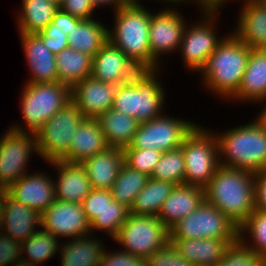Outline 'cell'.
<instances>
[{"instance_id": "cell-1", "label": "cell", "mask_w": 266, "mask_h": 266, "mask_svg": "<svg viewBox=\"0 0 266 266\" xmlns=\"http://www.w3.org/2000/svg\"><path fill=\"white\" fill-rule=\"evenodd\" d=\"M205 201L240 228L256 209L254 173L219 165L205 187Z\"/></svg>"}, {"instance_id": "cell-2", "label": "cell", "mask_w": 266, "mask_h": 266, "mask_svg": "<svg viewBox=\"0 0 266 266\" xmlns=\"http://www.w3.org/2000/svg\"><path fill=\"white\" fill-rule=\"evenodd\" d=\"M215 137L218 154L225 156L220 165L252 173L266 169V125L260 119Z\"/></svg>"}, {"instance_id": "cell-3", "label": "cell", "mask_w": 266, "mask_h": 266, "mask_svg": "<svg viewBox=\"0 0 266 266\" xmlns=\"http://www.w3.org/2000/svg\"><path fill=\"white\" fill-rule=\"evenodd\" d=\"M252 49L235 34L224 38L202 70L204 83L215 94L232 97L239 89Z\"/></svg>"}, {"instance_id": "cell-4", "label": "cell", "mask_w": 266, "mask_h": 266, "mask_svg": "<svg viewBox=\"0 0 266 266\" xmlns=\"http://www.w3.org/2000/svg\"><path fill=\"white\" fill-rule=\"evenodd\" d=\"M115 17V27L113 32L108 31V40L128 58L143 59L157 68L149 41L151 13L140 4L124 5L115 10Z\"/></svg>"}, {"instance_id": "cell-5", "label": "cell", "mask_w": 266, "mask_h": 266, "mask_svg": "<svg viewBox=\"0 0 266 266\" xmlns=\"http://www.w3.org/2000/svg\"><path fill=\"white\" fill-rule=\"evenodd\" d=\"M198 127H194L181 145L185 163L184 184L205 188L220 165L219 152L215 135L213 137L209 131Z\"/></svg>"}, {"instance_id": "cell-6", "label": "cell", "mask_w": 266, "mask_h": 266, "mask_svg": "<svg viewBox=\"0 0 266 266\" xmlns=\"http://www.w3.org/2000/svg\"><path fill=\"white\" fill-rule=\"evenodd\" d=\"M21 97V110L30 133L71 101V88L61 82L27 83Z\"/></svg>"}, {"instance_id": "cell-7", "label": "cell", "mask_w": 266, "mask_h": 266, "mask_svg": "<svg viewBox=\"0 0 266 266\" xmlns=\"http://www.w3.org/2000/svg\"><path fill=\"white\" fill-rule=\"evenodd\" d=\"M113 239L123 252L146 259L169 242V229L157 216L130 213Z\"/></svg>"}, {"instance_id": "cell-8", "label": "cell", "mask_w": 266, "mask_h": 266, "mask_svg": "<svg viewBox=\"0 0 266 266\" xmlns=\"http://www.w3.org/2000/svg\"><path fill=\"white\" fill-rule=\"evenodd\" d=\"M239 239V228L220 210L204 201L169 229V239Z\"/></svg>"}, {"instance_id": "cell-9", "label": "cell", "mask_w": 266, "mask_h": 266, "mask_svg": "<svg viewBox=\"0 0 266 266\" xmlns=\"http://www.w3.org/2000/svg\"><path fill=\"white\" fill-rule=\"evenodd\" d=\"M85 117L70 101L36 131L38 154L48 162L60 160L69 150L71 139Z\"/></svg>"}, {"instance_id": "cell-10", "label": "cell", "mask_w": 266, "mask_h": 266, "mask_svg": "<svg viewBox=\"0 0 266 266\" xmlns=\"http://www.w3.org/2000/svg\"><path fill=\"white\" fill-rule=\"evenodd\" d=\"M153 74L138 87L118 86L112 109L134 117L139 123L148 122L162 115L164 90Z\"/></svg>"}, {"instance_id": "cell-11", "label": "cell", "mask_w": 266, "mask_h": 266, "mask_svg": "<svg viewBox=\"0 0 266 266\" xmlns=\"http://www.w3.org/2000/svg\"><path fill=\"white\" fill-rule=\"evenodd\" d=\"M196 125L160 115L140 123L131 144L125 148L156 149L163 152L181 147L185 137Z\"/></svg>"}, {"instance_id": "cell-12", "label": "cell", "mask_w": 266, "mask_h": 266, "mask_svg": "<svg viewBox=\"0 0 266 266\" xmlns=\"http://www.w3.org/2000/svg\"><path fill=\"white\" fill-rule=\"evenodd\" d=\"M18 127L13 126L0 139V187L3 189L27 173L24 169L31 151L38 153L35 134L31 133V138L25 128Z\"/></svg>"}, {"instance_id": "cell-13", "label": "cell", "mask_w": 266, "mask_h": 266, "mask_svg": "<svg viewBox=\"0 0 266 266\" xmlns=\"http://www.w3.org/2000/svg\"><path fill=\"white\" fill-rule=\"evenodd\" d=\"M81 205L90 223V231L105 230L112 238L130 214L129 208L114 201L111 190L92 189Z\"/></svg>"}, {"instance_id": "cell-14", "label": "cell", "mask_w": 266, "mask_h": 266, "mask_svg": "<svg viewBox=\"0 0 266 266\" xmlns=\"http://www.w3.org/2000/svg\"><path fill=\"white\" fill-rule=\"evenodd\" d=\"M41 227L54 237L73 239L90 233V223L82 205L57 199L41 214Z\"/></svg>"}, {"instance_id": "cell-15", "label": "cell", "mask_w": 266, "mask_h": 266, "mask_svg": "<svg viewBox=\"0 0 266 266\" xmlns=\"http://www.w3.org/2000/svg\"><path fill=\"white\" fill-rule=\"evenodd\" d=\"M205 13L208 18H205L207 22H201L189 30L186 27L180 44L183 60L187 67L198 71L204 69L208 58L223 40L216 37L215 31H213L214 27L210 24L211 17L216 15V11H205Z\"/></svg>"}, {"instance_id": "cell-16", "label": "cell", "mask_w": 266, "mask_h": 266, "mask_svg": "<svg viewBox=\"0 0 266 266\" xmlns=\"http://www.w3.org/2000/svg\"><path fill=\"white\" fill-rule=\"evenodd\" d=\"M118 86L89 76L71 88V101L85 118L97 119L112 108Z\"/></svg>"}, {"instance_id": "cell-17", "label": "cell", "mask_w": 266, "mask_h": 266, "mask_svg": "<svg viewBox=\"0 0 266 266\" xmlns=\"http://www.w3.org/2000/svg\"><path fill=\"white\" fill-rule=\"evenodd\" d=\"M174 10H164L158 14H151L149 41L151 56L158 61L163 53H168L180 47L186 25ZM159 55V56H158Z\"/></svg>"}, {"instance_id": "cell-18", "label": "cell", "mask_w": 266, "mask_h": 266, "mask_svg": "<svg viewBox=\"0 0 266 266\" xmlns=\"http://www.w3.org/2000/svg\"><path fill=\"white\" fill-rule=\"evenodd\" d=\"M7 192L14 200L40 214L56 199L53 180L38 173L23 175L7 189Z\"/></svg>"}, {"instance_id": "cell-19", "label": "cell", "mask_w": 266, "mask_h": 266, "mask_svg": "<svg viewBox=\"0 0 266 266\" xmlns=\"http://www.w3.org/2000/svg\"><path fill=\"white\" fill-rule=\"evenodd\" d=\"M239 239H169L194 266H216Z\"/></svg>"}, {"instance_id": "cell-20", "label": "cell", "mask_w": 266, "mask_h": 266, "mask_svg": "<svg viewBox=\"0 0 266 266\" xmlns=\"http://www.w3.org/2000/svg\"><path fill=\"white\" fill-rule=\"evenodd\" d=\"M204 201L205 188L186 184L176 185L164 201L157 217L170 229L194 212Z\"/></svg>"}, {"instance_id": "cell-21", "label": "cell", "mask_w": 266, "mask_h": 266, "mask_svg": "<svg viewBox=\"0 0 266 266\" xmlns=\"http://www.w3.org/2000/svg\"><path fill=\"white\" fill-rule=\"evenodd\" d=\"M49 163L56 166L55 168L59 170V180L54 183L56 199L63 202L81 204L92 190L83 165L63 160H55Z\"/></svg>"}, {"instance_id": "cell-22", "label": "cell", "mask_w": 266, "mask_h": 266, "mask_svg": "<svg viewBox=\"0 0 266 266\" xmlns=\"http://www.w3.org/2000/svg\"><path fill=\"white\" fill-rule=\"evenodd\" d=\"M35 225L41 226V214L14 200L7 193L0 219V230L5 229L6 235L22 243L37 232L34 229Z\"/></svg>"}, {"instance_id": "cell-23", "label": "cell", "mask_w": 266, "mask_h": 266, "mask_svg": "<svg viewBox=\"0 0 266 266\" xmlns=\"http://www.w3.org/2000/svg\"><path fill=\"white\" fill-rule=\"evenodd\" d=\"M81 164L86 170L92 189L110 190L125 164L124 151L122 148L108 147Z\"/></svg>"}, {"instance_id": "cell-24", "label": "cell", "mask_w": 266, "mask_h": 266, "mask_svg": "<svg viewBox=\"0 0 266 266\" xmlns=\"http://www.w3.org/2000/svg\"><path fill=\"white\" fill-rule=\"evenodd\" d=\"M104 133L96 119L84 118L71 139L68 152L60 159L82 163L108 148Z\"/></svg>"}, {"instance_id": "cell-25", "label": "cell", "mask_w": 266, "mask_h": 266, "mask_svg": "<svg viewBox=\"0 0 266 266\" xmlns=\"http://www.w3.org/2000/svg\"><path fill=\"white\" fill-rule=\"evenodd\" d=\"M22 46L30 66L32 78L27 83L58 82L55 55L44 45L36 34L21 33Z\"/></svg>"}, {"instance_id": "cell-26", "label": "cell", "mask_w": 266, "mask_h": 266, "mask_svg": "<svg viewBox=\"0 0 266 266\" xmlns=\"http://www.w3.org/2000/svg\"><path fill=\"white\" fill-rule=\"evenodd\" d=\"M242 10L234 34L249 47L266 50V2L248 0Z\"/></svg>"}, {"instance_id": "cell-27", "label": "cell", "mask_w": 266, "mask_h": 266, "mask_svg": "<svg viewBox=\"0 0 266 266\" xmlns=\"http://www.w3.org/2000/svg\"><path fill=\"white\" fill-rule=\"evenodd\" d=\"M235 99L261 101L266 99V50L252 49Z\"/></svg>"}, {"instance_id": "cell-28", "label": "cell", "mask_w": 266, "mask_h": 266, "mask_svg": "<svg viewBox=\"0 0 266 266\" xmlns=\"http://www.w3.org/2000/svg\"><path fill=\"white\" fill-rule=\"evenodd\" d=\"M96 120L104 133L108 146L122 149L131 144L140 124L134 117L117 112L112 108L105 111Z\"/></svg>"}, {"instance_id": "cell-29", "label": "cell", "mask_w": 266, "mask_h": 266, "mask_svg": "<svg viewBox=\"0 0 266 266\" xmlns=\"http://www.w3.org/2000/svg\"><path fill=\"white\" fill-rule=\"evenodd\" d=\"M58 82L70 88L92 74V57L71 47L55 55Z\"/></svg>"}, {"instance_id": "cell-30", "label": "cell", "mask_w": 266, "mask_h": 266, "mask_svg": "<svg viewBox=\"0 0 266 266\" xmlns=\"http://www.w3.org/2000/svg\"><path fill=\"white\" fill-rule=\"evenodd\" d=\"M128 57L109 40L92 58V74L96 80L119 85L120 74Z\"/></svg>"}, {"instance_id": "cell-31", "label": "cell", "mask_w": 266, "mask_h": 266, "mask_svg": "<svg viewBox=\"0 0 266 266\" xmlns=\"http://www.w3.org/2000/svg\"><path fill=\"white\" fill-rule=\"evenodd\" d=\"M102 245L99 240L87 238V235L73 238L61 246V266H99L105 251Z\"/></svg>"}, {"instance_id": "cell-32", "label": "cell", "mask_w": 266, "mask_h": 266, "mask_svg": "<svg viewBox=\"0 0 266 266\" xmlns=\"http://www.w3.org/2000/svg\"><path fill=\"white\" fill-rule=\"evenodd\" d=\"M108 31L93 19L82 20L68 34L69 47L93 58L108 41Z\"/></svg>"}, {"instance_id": "cell-33", "label": "cell", "mask_w": 266, "mask_h": 266, "mask_svg": "<svg viewBox=\"0 0 266 266\" xmlns=\"http://www.w3.org/2000/svg\"><path fill=\"white\" fill-rule=\"evenodd\" d=\"M176 185L149 178L145 187L135 197L130 213L133 215L158 216V213Z\"/></svg>"}, {"instance_id": "cell-34", "label": "cell", "mask_w": 266, "mask_h": 266, "mask_svg": "<svg viewBox=\"0 0 266 266\" xmlns=\"http://www.w3.org/2000/svg\"><path fill=\"white\" fill-rule=\"evenodd\" d=\"M23 9L18 15L20 33H40L59 9V5L50 0H22Z\"/></svg>"}, {"instance_id": "cell-35", "label": "cell", "mask_w": 266, "mask_h": 266, "mask_svg": "<svg viewBox=\"0 0 266 266\" xmlns=\"http://www.w3.org/2000/svg\"><path fill=\"white\" fill-rule=\"evenodd\" d=\"M149 178L148 175L124 164L110 189L114 201L130 209L135 197L145 187Z\"/></svg>"}, {"instance_id": "cell-36", "label": "cell", "mask_w": 266, "mask_h": 266, "mask_svg": "<svg viewBox=\"0 0 266 266\" xmlns=\"http://www.w3.org/2000/svg\"><path fill=\"white\" fill-rule=\"evenodd\" d=\"M56 239L58 238L54 237L50 232L44 231L43 229L38 230L21 243L22 251H26L29 257V259L24 258L25 260L23 259L21 261L32 266H37L36 264L44 260L46 261L60 248Z\"/></svg>"}, {"instance_id": "cell-37", "label": "cell", "mask_w": 266, "mask_h": 266, "mask_svg": "<svg viewBox=\"0 0 266 266\" xmlns=\"http://www.w3.org/2000/svg\"><path fill=\"white\" fill-rule=\"evenodd\" d=\"M150 178L168 181L175 185L184 184L185 163L182 148L163 152Z\"/></svg>"}, {"instance_id": "cell-38", "label": "cell", "mask_w": 266, "mask_h": 266, "mask_svg": "<svg viewBox=\"0 0 266 266\" xmlns=\"http://www.w3.org/2000/svg\"><path fill=\"white\" fill-rule=\"evenodd\" d=\"M244 231H249L255 245L253 244L252 246H249L247 245V242L245 243V238L243 239ZM239 241L246 248L266 260V212L255 209L250 214L246 222L239 228Z\"/></svg>"}, {"instance_id": "cell-39", "label": "cell", "mask_w": 266, "mask_h": 266, "mask_svg": "<svg viewBox=\"0 0 266 266\" xmlns=\"http://www.w3.org/2000/svg\"><path fill=\"white\" fill-rule=\"evenodd\" d=\"M155 69L151 63L143 59L128 58L120 74L119 85L138 87L156 73Z\"/></svg>"}, {"instance_id": "cell-40", "label": "cell", "mask_w": 266, "mask_h": 266, "mask_svg": "<svg viewBox=\"0 0 266 266\" xmlns=\"http://www.w3.org/2000/svg\"><path fill=\"white\" fill-rule=\"evenodd\" d=\"M125 164L149 177L160 161L162 152L156 149L124 148Z\"/></svg>"}, {"instance_id": "cell-41", "label": "cell", "mask_w": 266, "mask_h": 266, "mask_svg": "<svg viewBox=\"0 0 266 266\" xmlns=\"http://www.w3.org/2000/svg\"><path fill=\"white\" fill-rule=\"evenodd\" d=\"M216 266H266V260L238 241Z\"/></svg>"}, {"instance_id": "cell-42", "label": "cell", "mask_w": 266, "mask_h": 266, "mask_svg": "<svg viewBox=\"0 0 266 266\" xmlns=\"http://www.w3.org/2000/svg\"><path fill=\"white\" fill-rule=\"evenodd\" d=\"M145 260L146 266H194L178 252L171 242Z\"/></svg>"}, {"instance_id": "cell-43", "label": "cell", "mask_w": 266, "mask_h": 266, "mask_svg": "<svg viewBox=\"0 0 266 266\" xmlns=\"http://www.w3.org/2000/svg\"><path fill=\"white\" fill-rule=\"evenodd\" d=\"M36 35L54 55L59 54L64 48L69 47L68 35L52 23H49L40 33H36Z\"/></svg>"}, {"instance_id": "cell-44", "label": "cell", "mask_w": 266, "mask_h": 266, "mask_svg": "<svg viewBox=\"0 0 266 266\" xmlns=\"http://www.w3.org/2000/svg\"><path fill=\"white\" fill-rule=\"evenodd\" d=\"M21 253L23 254L22 244L0 232V266L20 262L22 260Z\"/></svg>"}, {"instance_id": "cell-45", "label": "cell", "mask_w": 266, "mask_h": 266, "mask_svg": "<svg viewBox=\"0 0 266 266\" xmlns=\"http://www.w3.org/2000/svg\"><path fill=\"white\" fill-rule=\"evenodd\" d=\"M99 266H146V260L123 251L114 254L104 251Z\"/></svg>"}, {"instance_id": "cell-46", "label": "cell", "mask_w": 266, "mask_h": 266, "mask_svg": "<svg viewBox=\"0 0 266 266\" xmlns=\"http://www.w3.org/2000/svg\"><path fill=\"white\" fill-rule=\"evenodd\" d=\"M59 8L82 20L92 19L95 9L91 0H62Z\"/></svg>"}, {"instance_id": "cell-47", "label": "cell", "mask_w": 266, "mask_h": 266, "mask_svg": "<svg viewBox=\"0 0 266 266\" xmlns=\"http://www.w3.org/2000/svg\"><path fill=\"white\" fill-rule=\"evenodd\" d=\"M256 209L266 212V169L254 173Z\"/></svg>"}, {"instance_id": "cell-48", "label": "cell", "mask_w": 266, "mask_h": 266, "mask_svg": "<svg viewBox=\"0 0 266 266\" xmlns=\"http://www.w3.org/2000/svg\"><path fill=\"white\" fill-rule=\"evenodd\" d=\"M81 21L82 19L74 17L59 8L56 11L51 23L59 27V29L68 35L69 32L73 30V27H76Z\"/></svg>"}, {"instance_id": "cell-49", "label": "cell", "mask_w": 266, "mask_h": 266, "mask_svg": "<svg viewBox=\"0 0 266 266\" xmlns=\"http://www.w3.org/2000/svg\"><path fill=\"white\" fill-rule=\"evenodd\" d=\"M196 1V0H195ZM205 11H217L225 0H197Z\"/></svg>"}, {"instance_id": "cell-50", "label": "cell", "mask_w": 266, "mask_h": 266, "mask_svg": "<svg viewBox=\"0 0 266 266\" xmlns=\"http://www.w3.org/2000/svg\"><path fill=\"white\" fill-rule=\"evenodd\" d=\"M94 7L96 8L99 5H106V4H114L115 10H117L119 7L124 6V4L120 0H91Z\"/></svg>"}, {"instance_id": "cell-51", "label": "cell", "mask_w": 266, "mask_h": 266, "mask_svg": "<svg viewBox=\"0 0 266 266\" xmlns=\"http://www.w3.org/2000/svg\"><path fill=\"white\" fill-rule=\"evenodd\" d=\"M7 193H8L7 189H3L0 187V219H1L3 205H4V201H5Z\"/></svg>"}, {"instance_id": "cell-52", "label": "cell", "mask_w": 266, "mask_h": 266, "mask_svg": "<svg viewBox=\"0 0 266 266\" xmlns=\"http://www.w3.org/2000/svg\"><path fill=\"white\" fill-rule=\"evenodd\" d=\"M124 5H139L137 0H120Z\"/></svg>"}, {"instance_id": "cell-53", "label": "cell", "mask_w": 266, "mask_h": 266, "mask_svg": "<svg viewBox=\"0 0 266 266\" xmlns=\"http://www.w3.org/2000/svg\"><path fill=\"white\" fill-rule=\"evenodd\" d=\"M259 119L266 125V108L262 110L260 116H258Z\"/></svg>"}, {"instance_id": "cell-54", "label": "cell", "mask_w": 266, "mask_h": 266, "mask_svg": "<svg viewBox=\"0 0 266 266\" xmlns=\"http://www.w3.org/2000/svg\"><path fill=\"white\" fill-rule=\"evenodd\" d=\"M12 266H32V265H29L28 263H25V262H17L16 264H13Z\"/></svg>"}, {"instance_id": "cell-55", "label": "cell", "mask_w": 266, "mask_h": 266, "mask_svg": "<svg viewBox=\"0 0 266 266\" xmlns=\"http://www.w3.org/2000/svg\"><path fill=\"white\" fill-rule=\"evenodd\" d=\"M50 1H52V2H54L56 4H58V5H60V3L62 2V0H50Z\"/></svg>"}, {"instance_id": "cell-56", "label": "cell", "mask_w": 266, "mask_h": 266, "mask_svg": "<svg viewBox=\"0 0 266 266\" xmlns=\"http://www.w3.org/2000/svg\"><path fill=\"white\" fill-rule=\"evenodd\" d=\"M164 1H166V2H167V1H169V2L171 1V2H173V3H174V2H180V1H184V0H164Z\"/></svg>"}]
</instances>
